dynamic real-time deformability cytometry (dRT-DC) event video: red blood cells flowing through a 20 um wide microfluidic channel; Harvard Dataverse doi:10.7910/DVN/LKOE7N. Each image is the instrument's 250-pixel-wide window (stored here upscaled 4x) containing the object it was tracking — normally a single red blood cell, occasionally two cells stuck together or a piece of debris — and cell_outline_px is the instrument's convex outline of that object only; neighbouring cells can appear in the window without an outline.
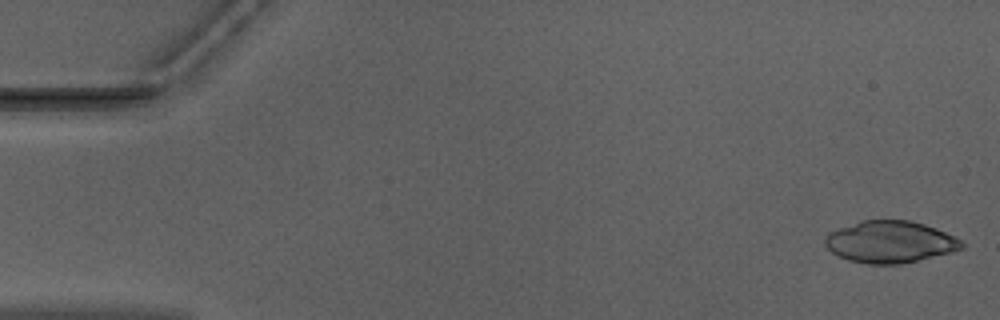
{"species": "Egyptian fruit bat (a non-hibernating species)", "species_latin": "Rousettus aegyptiacus", "temperature_condition": "warm", "stored_images_in_passage": 18, "camera_frame_rate_fps": 3000, "um_per_image_px": 0.085, "animal": {"sex": "male"}, "frame": {"image": 1, "passage_image": 1, "time_ms": 0.0, "image_size_px": [1000, 320], "cell_outline_px": [[964, 248], [900, 264], [868, 264], [848, 260], [832, 252], [824, 244], [824, 236], [828, 232], [860, 220], [912, 220], [936, 228], [960, 240], [964, 244]], "centroid_in_image_um": [75.59, 20.54], "position_along_channel_um": 9.4, "area_um2": 33.12}}